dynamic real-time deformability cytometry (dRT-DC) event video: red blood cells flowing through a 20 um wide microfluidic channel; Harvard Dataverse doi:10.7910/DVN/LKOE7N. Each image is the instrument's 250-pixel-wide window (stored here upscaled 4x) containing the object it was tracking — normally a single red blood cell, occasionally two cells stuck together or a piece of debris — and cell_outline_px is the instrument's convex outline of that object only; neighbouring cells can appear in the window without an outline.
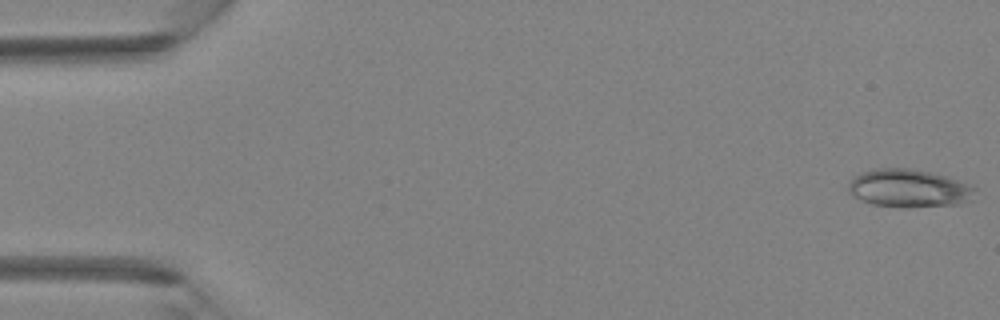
{"species": "Egyptian fruit bat (a non-hibernating species)", "species_latin": "Rousettus aegyptiacus", "temperature_condition": "room temperature", "stored_images_in_passage": 5, "camera_frame_rate_fps": 3000, "um_per_image_px": 0.085, "animal": {"sex": "female"}, "frame": {"image": 1, "passage_image": 1, "time_ms": 0.0, "image_size_px": [1000, 320], "cell_outline_px": [[976, 188], [972, 200], [960, 204], [908, 208], [900, 208], [872, 204], [860, 200], [852, 196], [848, 192], [848, 184], [856, 176], [864, 172], [876, 168], [912, 168], [932, 172], [972, 184]], "centroid_in_image_um": [77.29, 16.02], "position_along_channel_um": 7.7, "area_um2": 28.5}}
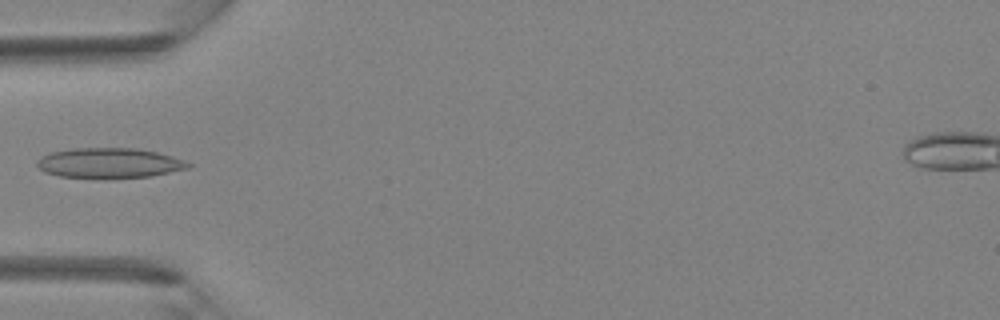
{"frame": {"image": 2, "passage_image": 5, "time_ms": 1.333, "image_size_px": [1000, 320], "cell_outline_px": [[192, 164], [188, 168], [152, 176], [60, 176], [44, 172], [36, 164], [36, 160], [40, 156], [52, 152], [72, 148], [136, 148], [156, 152], [172, 156], [184, 160]], "centroid_in_image_um": [9.28, 13.82], "position_along_channel_um": 75.7, "area_um2": 25.78}}